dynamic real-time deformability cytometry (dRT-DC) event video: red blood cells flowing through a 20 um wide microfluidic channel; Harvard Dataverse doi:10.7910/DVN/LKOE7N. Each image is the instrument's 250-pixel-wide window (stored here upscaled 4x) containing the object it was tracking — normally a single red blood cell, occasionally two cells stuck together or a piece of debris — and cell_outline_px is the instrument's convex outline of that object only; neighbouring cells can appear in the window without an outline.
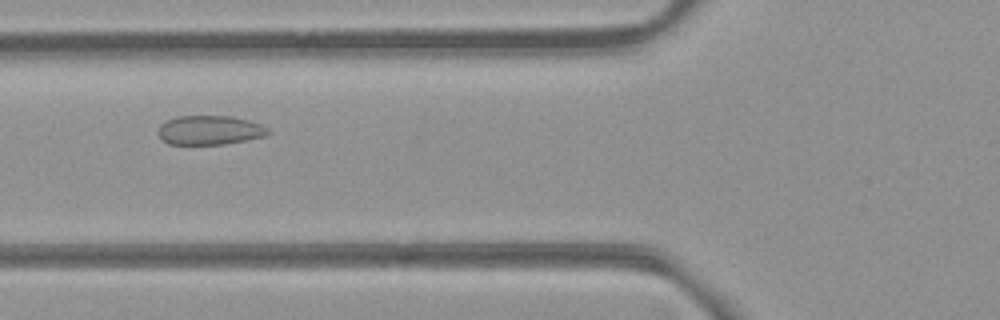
{"species": "common noctule bat (a hibernating species)", "species_latin": "Nyctalus noctula", "temperature_condition": "room temperature", "stored_images_in_passage": 48, "camera_frame_rate_fps": 3000, "um_per_image_px": 0.085, "animal": {"sex": "female", "body_mass_g": 21.9}, "frame": {"image": 1, "passage_image": 15, "time_ms": 4.667, "image_size_px": [1000, 320], "cell_outline_px": [[272, 132], [264, 136], [248, 140], [224, 144], [168, 144], [156, 132], [160, 124], [176, 116], [232, 116], [248, 120], [260, 124], [268, 128]], "centroid_in_image_um": [17.83, 11.06], "position_along_channel_um": 108.0, "area_um2": 18.79}}
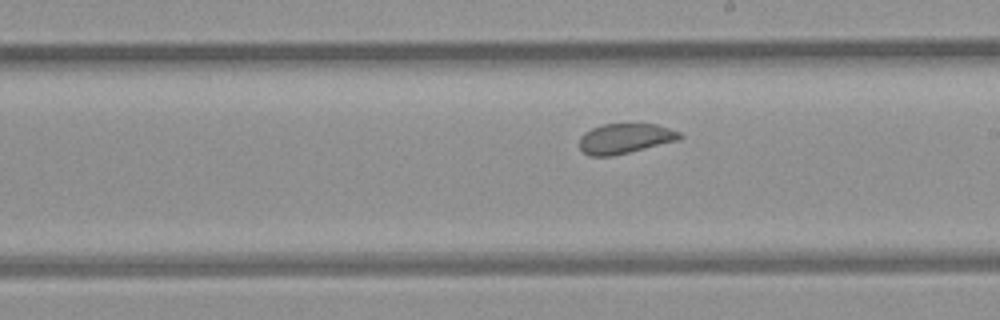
{"frame": {"image": 2, "passage_image": 25, "time_ms": 8.0, "image_size_px": [1000, 320], "cell_outline_px": [[684, 136], [680, 140], [612, 156], [588, 156], [580, 148], [580, 136], [584, 132], [592, 128], [604, 124], [656, 124], [680, 132]], "centroid_in_image_um": [53.14, 11.77], "position_along_channel_um": 235.9, "area_um2": 17.57}}
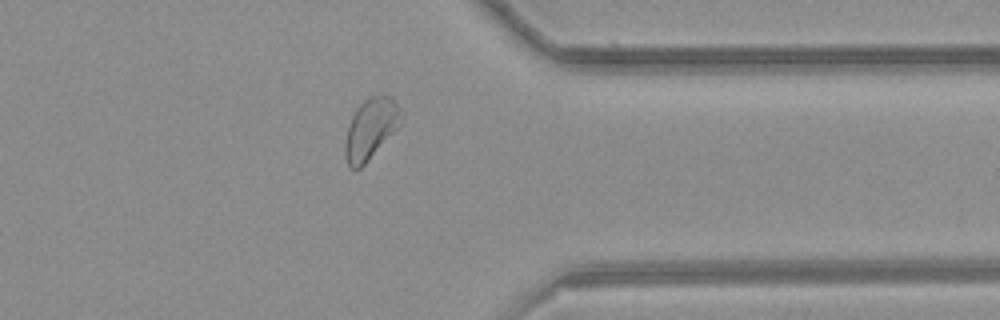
{"frame": {"image": 3, "passage_image": 37, "time_ms": 12.0, "image_size_px": [1000, 320], "cell_outline_px": [[400, 124], [364, 164], [360, 168], [348, 168], [344, 156], [344, 148], [348, 128], [352, 116], [356, 108], [368, 96], [392, 96], [400, 108]], "centroid_in_image_um": [31.47, 10.94], "position_along_channel_um": 379.9, "area_um2": 19.36}}